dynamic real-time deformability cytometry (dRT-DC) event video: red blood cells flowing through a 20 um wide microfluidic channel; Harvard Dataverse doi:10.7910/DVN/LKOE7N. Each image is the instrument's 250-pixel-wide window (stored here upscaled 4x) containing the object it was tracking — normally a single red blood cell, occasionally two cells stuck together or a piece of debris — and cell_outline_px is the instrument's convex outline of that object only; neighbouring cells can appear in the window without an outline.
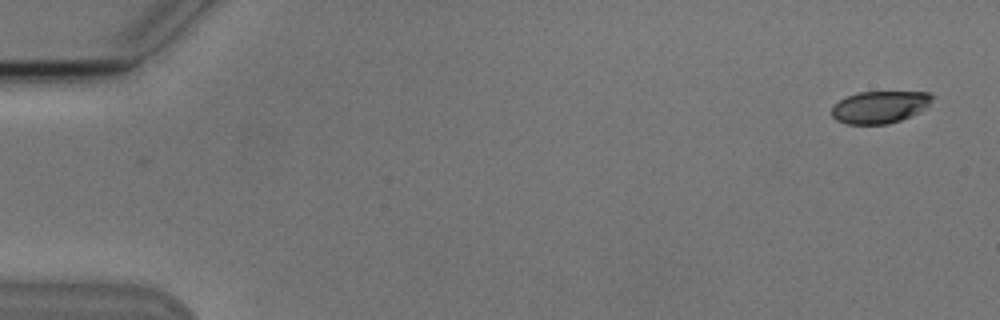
{"species": "Egyptian fruit bat (a non-hibernating species)", "species_latin": "Rousettus aegyptiacus", "temperature_condition": "cold", "stored_images_in_passage": 2, "camera_frame_rate_fps": 3000, "um_per_image_px": 0.085, "animal": {"sex": "male"}, "frame": {"image": 1, "passage_image": 2, "time_ms": 1.0, "image_size_px": [1000, 320], "cell_outline_px": [[936, 96], [924, 108], [900, 120], [888, 124], [848, 124], [836, 120], [832, 116], [832, 104], [856, 92], [928, 92]], "centroid_in_image_um": [74.74, 9.09], "position_along_channel_um": 10.3, "area_um2": 18.73}}